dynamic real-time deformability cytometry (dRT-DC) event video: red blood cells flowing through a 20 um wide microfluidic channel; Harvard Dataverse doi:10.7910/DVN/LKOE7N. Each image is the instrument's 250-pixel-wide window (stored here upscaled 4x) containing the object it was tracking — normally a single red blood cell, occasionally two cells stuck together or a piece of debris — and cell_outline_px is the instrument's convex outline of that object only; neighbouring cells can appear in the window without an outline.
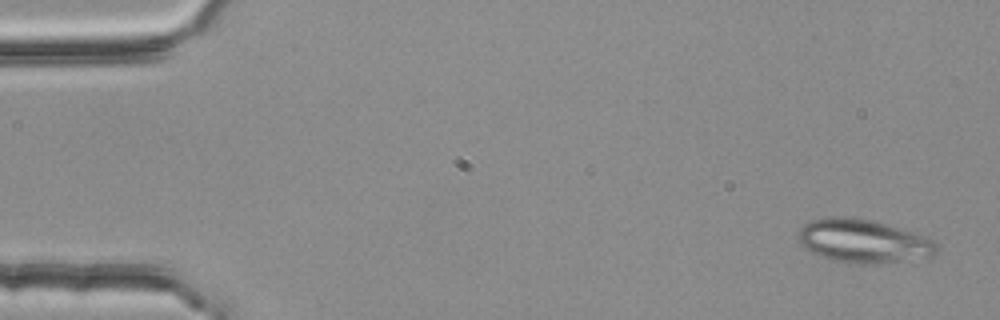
{"species": "common noctule bat (a hibernating species)", "species_latin": "Nyctalus noctula", "temperature_condition": "room temperature", "stored_images_in_passage": 4, "camera_frame_rate_fps": 3000, "um_per_image_px": 0.085, "animal": {"sex": "female", "body_mass_g": 25.1}, "frame": {"image": 1, "passage_image": 1, "time_ms": 0.0, "image_size_px": [1000, 320], "cell_outline_px": [[940, 252], [932, 256], [880, 264], [860, 264], [832, 260], [820, 256], [804, 248], [800, 244], [796, 236], [800, 228], [804, 224], [812, 220], [832, 216], [836, 216], [868, 220], [900, 228], [936, 240], [940, 244]], "centroid_in_image_um": [73.41, 20.51], "position_along_channel_um": 11.6, "area_um2": 35.2}}